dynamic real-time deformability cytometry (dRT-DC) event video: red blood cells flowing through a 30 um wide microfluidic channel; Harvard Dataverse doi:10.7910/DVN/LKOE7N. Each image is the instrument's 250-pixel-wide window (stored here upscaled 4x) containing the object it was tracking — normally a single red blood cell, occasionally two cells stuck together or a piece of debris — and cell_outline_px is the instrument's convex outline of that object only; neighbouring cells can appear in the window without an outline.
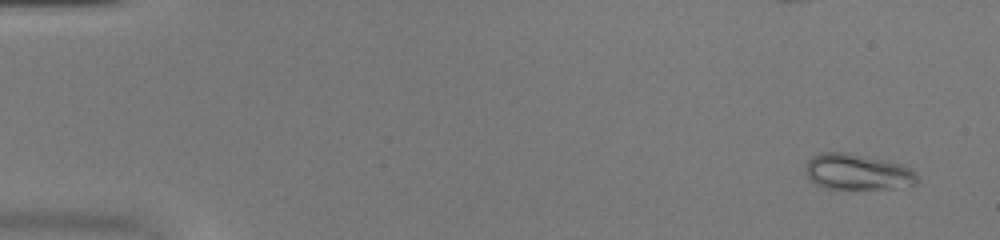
{"species": "common noctule bat (a hibernating species)", "species_latin": "Nyctalus noctula", "temperature_condition": "warm", "stored_images_in_passage": 16, "camera_frame_rate_fps": 3000, "um_per_image_px": 0.085, "animal": {"sex": "female", "body_mass_g": 20.0, "forearm_length_mm": 54.0}, "frame": {"image": 1, "passage_image": 3, "time_ms": 0.667, "image_size_px": [1000, 240], "cell_outline_px": [[916, 184], [892, 188], [824, 188], [816, 184], [804, 172], [804, 168], [808, 160], [812, 156], [820, 152], [848, 152], [888, 160], [904, 164], [912, 168], [916, 176]], "centroid_in_image_um": [72.87, 14.58], "position_along_channel_um": 12.1, "area_um2": 23.47}}